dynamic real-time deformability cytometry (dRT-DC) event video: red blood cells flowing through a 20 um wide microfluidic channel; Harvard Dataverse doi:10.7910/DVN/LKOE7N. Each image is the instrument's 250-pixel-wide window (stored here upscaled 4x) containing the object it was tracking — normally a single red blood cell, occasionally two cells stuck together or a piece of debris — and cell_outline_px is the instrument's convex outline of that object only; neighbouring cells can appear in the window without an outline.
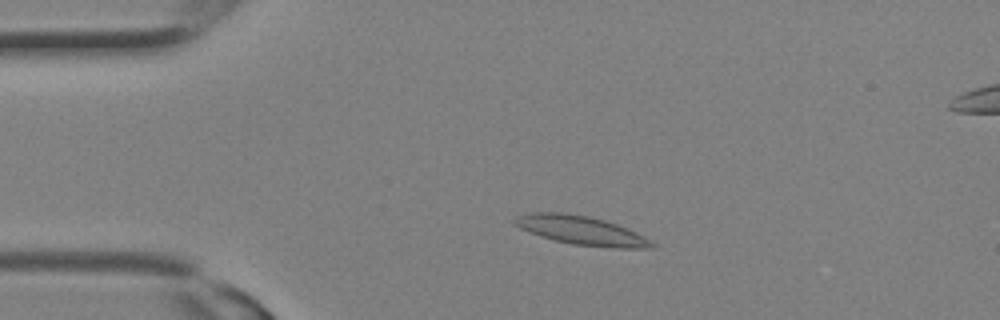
{"species": "Egyptian fruit bat (a non-hibernating species)", "species_latin": "Rousettus aegyptiacus", "temperature_condition": "room temperature", "stored_images_in_passage": 29, "segment_of_instrument_passage": [1, 2], "camera_frame_rate_fps": 3000, "um_per_image_px": 0.085, "animal": {"sex": "female"}, "frame": {"image": 1, "passage_image": 5, "time_ms": 1.333, "image_size_px": [1000, 320], "cell_outline_px": [[656, 244], [652, 248], [612, 248], [572, 244], [556, 240], [520, 228], [512, 220], [516, 216], [528, 212], [564, 212], [588, 216], [604, 220], [616, 224], [636, 232], [644, 236]], "centroid_in_image_um": [49.43, 19.57], "position_along_channel_um": 35.6, "area_um2": 22.83}}
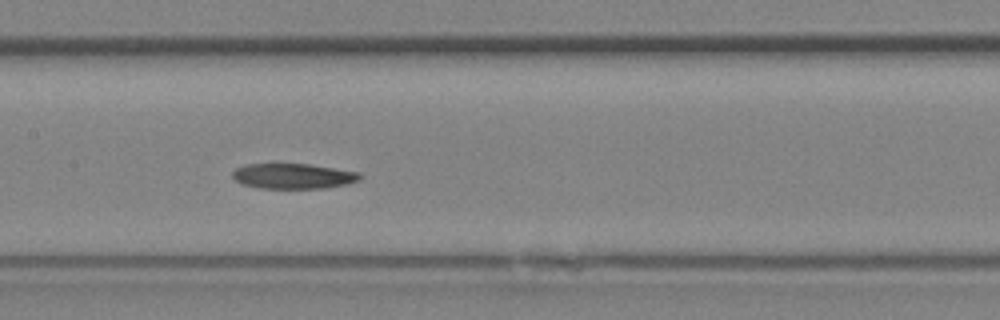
{"frame": {"image": 2, "passage_image": 13, "time_ms": 4.0, "image_size_px": [1000, 320], "cell_outline_px": [[364, 176], [360, 180], [344, 184], [324, 188], [260, 188], [244, 184], [236, 180], [232, 176], [232, 172], [236, 168], [244, 164], [312, 164], [360, 172]], "centroid_in_image_um": [24.96, 14.96], "position_along_channel_um": 182.4, "area_um2": 18.79}}
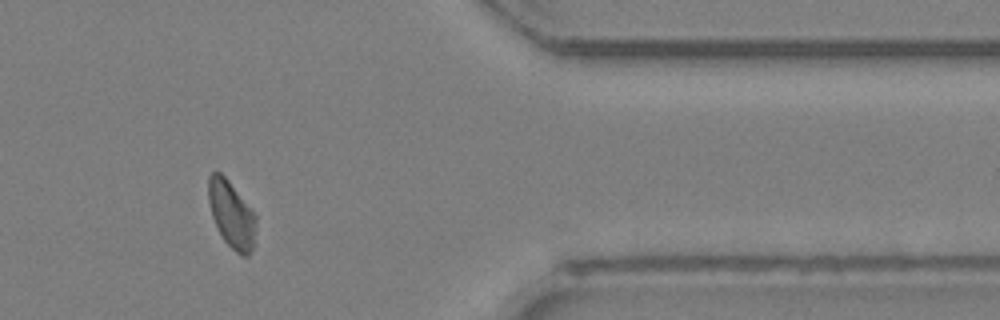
{"frame": {"image": 3, "passage_image": 23, "time_ms": 7.333, "image_size_px": [1000, 320], "cell_outline_px": [[256, 220], [252, 248], [248, 256], [240, 256], [224, 240], [212, 216], [208, 200], [208, 176], [212, 172], [220, 172], [228, 180], [256, 216]], "centroid_in_image_um": [19.65, 18.21], "position_along_channel_um": 391.7, "area_um2": 18.09}}